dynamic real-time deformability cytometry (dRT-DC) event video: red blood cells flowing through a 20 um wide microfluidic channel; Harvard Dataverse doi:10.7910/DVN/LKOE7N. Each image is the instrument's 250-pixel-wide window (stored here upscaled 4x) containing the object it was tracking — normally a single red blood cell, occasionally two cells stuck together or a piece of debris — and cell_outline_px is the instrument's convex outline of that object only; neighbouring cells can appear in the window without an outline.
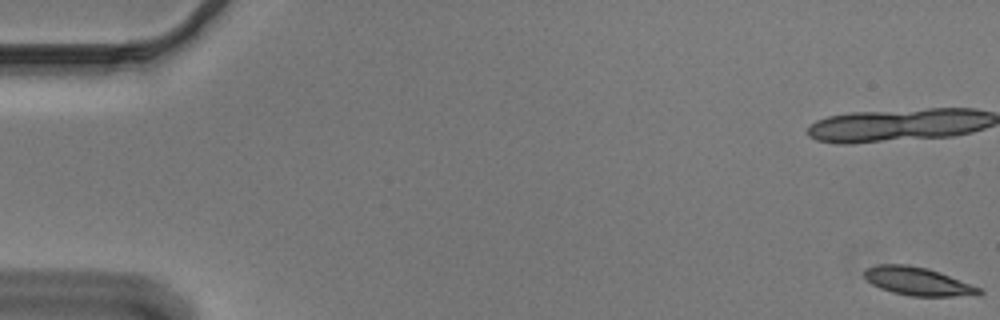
{"species": "Egyptian fruit bat (a non-hibernating species)", "species_latin": "Rousettus aegyptiacus", "temperature_condition": "cold", "stored_images_in_passage": 56, "camera_frame_rate_fps": 3000, "um_per_image_px": 0.085, "animal": {"sex": "male"}, "frame": {"image": 1, "passage_image": 1, "time_ms": 0.0, "image_size_px": [1000, 320], "cell_outline_px": [[984, 292], [980, 296], [912, 296], [892, 292], [880, 288], [872, 284], [864, 276], [864, 268], [876, 264], [908, 264], [928, 268], [940, 272], [984, 288]], "centroid_in_image_um": [78.09, 23.91], "position_along_channel_um": 6.9, "area_um2": 19.31}}